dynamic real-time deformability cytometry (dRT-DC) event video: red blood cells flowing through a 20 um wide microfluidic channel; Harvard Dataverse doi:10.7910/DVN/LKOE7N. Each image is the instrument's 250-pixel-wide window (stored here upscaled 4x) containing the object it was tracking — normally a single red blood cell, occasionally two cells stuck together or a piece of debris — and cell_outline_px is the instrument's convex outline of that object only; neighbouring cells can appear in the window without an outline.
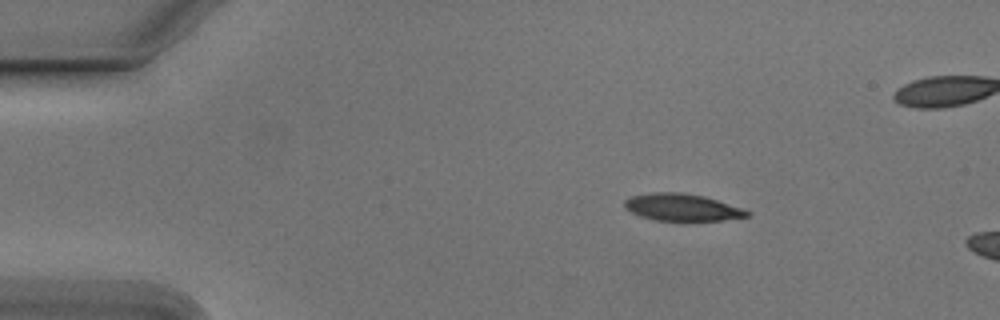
{"species": "Egyptian fruit bat (a non-hibernating species)", "species_latin": "Rousettus aegyptiacus", "temperature_condition": "cold", "stored_images_in_passage": 9, "camera_frame_rate_fps": 3000, "um_per_image_px": 0.085, "animal": {"sex": "male"}, "frame": {"image": 1, "passage_image": 1, "time_ms": 0.0, "image_size_px": [1000, 320], "cell_outline_px": [[752, 212], [748, 216], [720, 220], [656, 220], [640, 216], [624, 208], [624, 200], [632, 196], [652, 192], [680, 192], [704, 196]], "centroid_in_image_um": [57.92, 17.61], "position_along_channel_um": 27.1, "area_um2": 19.02}}